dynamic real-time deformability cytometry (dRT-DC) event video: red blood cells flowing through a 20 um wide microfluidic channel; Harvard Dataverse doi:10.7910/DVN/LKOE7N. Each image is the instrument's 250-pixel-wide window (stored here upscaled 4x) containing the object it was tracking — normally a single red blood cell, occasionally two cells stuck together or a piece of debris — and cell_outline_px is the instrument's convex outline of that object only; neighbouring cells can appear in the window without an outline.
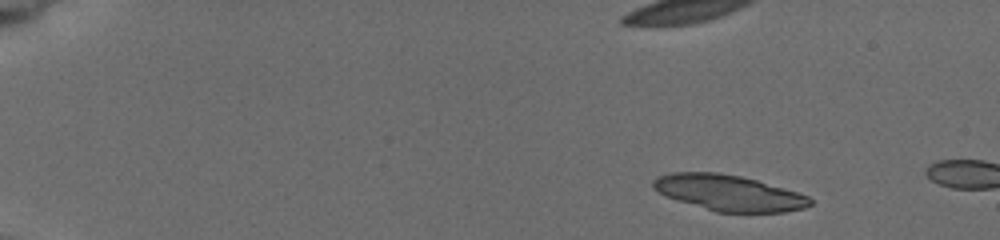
{"species": "common noctule bat (a hibernating species)", "species_latin": "Nyctalus noctula", "temperature_condition": "cold", "stored_images_in_passage": 7, "camera_frame_rate_fps": 3000, "um_per_image_px": 0.085, "animal": {"sex": "female", "body_mass_g": 19.5, "forearm_length_mm": 54.1}, "frame": {"image": 1, "passage_image": 2, "time_ms": 1.0, "image_size_px": [1000, 240], "cell_outline_px": [[812, 204], [804, 208], [784, 212], [716, 212], [676, 200], [656, 192], [652, 188], [652, 180], [656, 176], [672, 172], [720, 172], [740, 176], [756, 180], [796, 192], [808, 196], [812, 200]], "centroid_in_image_um": [61.88, 16.39], "position_along_channel_um": 23.1, "area_um2": 32.83}}